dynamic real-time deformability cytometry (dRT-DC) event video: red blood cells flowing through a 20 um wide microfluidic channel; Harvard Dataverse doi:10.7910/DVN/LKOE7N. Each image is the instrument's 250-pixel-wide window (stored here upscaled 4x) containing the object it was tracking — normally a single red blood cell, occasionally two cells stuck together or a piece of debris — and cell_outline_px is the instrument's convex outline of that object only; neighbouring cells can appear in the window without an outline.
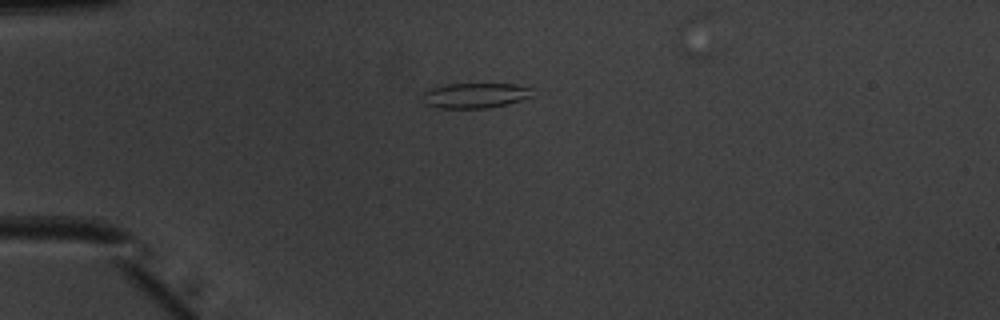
{"species": "common noctule bat (a hibernating species)", "species_latin": "Nyctalus noctula", "temperature_condition": "warm", "stored_images_in_passage": 37, "camera_frame_rate_fps": 3000, "um_per_image_px": 0.085, "animal": {"sex": "male", "body_mass_g": 20.1, "forearm_length_mm": 53.5}, "frame": {"image": 1, "passage_image": 1, "time_ms": 0.0, "image_size_px": [1000, 320], "cell_outline_px": [[532, 96], [508, 104], [488, 108], [436, 108], [424, 104], [420, 92], [428, 88], [444, 84], [516, 84], [532, 88]], "centroid_in_image_um": [40.3, 8.11], "position_along_channel_um": 44.7, "area_um2": 16.47}}
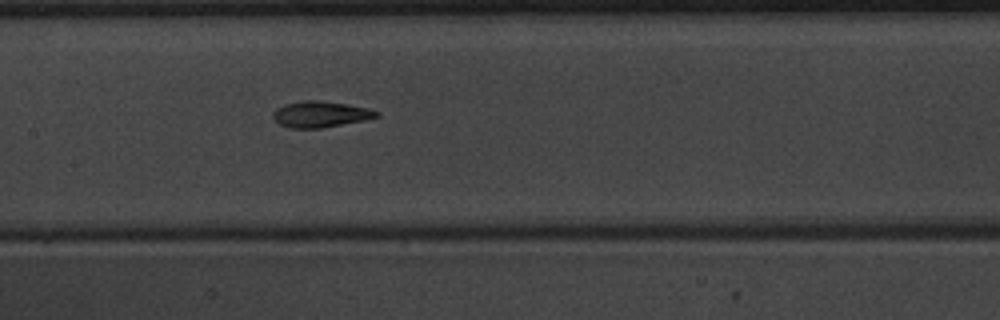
{"frame": {"image": 2, "passage_image": 13, "time_ms": 4.0, "image_size_px": [1000, 320], "cell_outline_px": [[380, 116], [364, 120], [320, 128], [288, 128], [280, 124], [272, 116], [272, 112], [276, 108], [284, 104], [304, 100], [320, 100], [348, 104], [368, 108], [380, 112]], "centroid_in_image_um": [27.23, 9.7], "position_along_channel_um": 180.2, "area_um2": 15.78}}
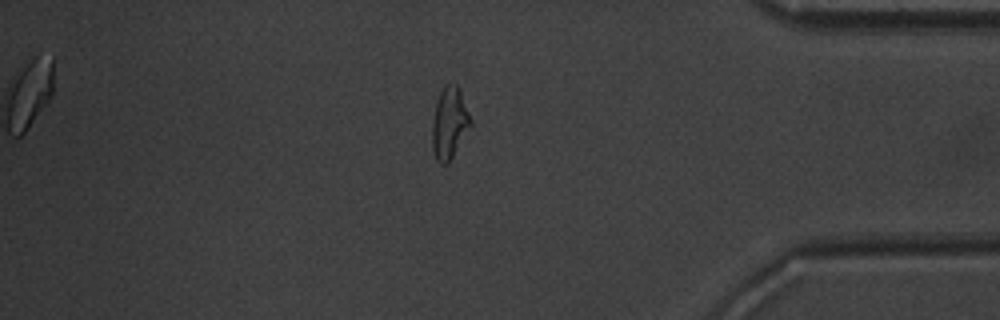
{"frame": {"image": 3, "passage_image": 31, "time_ms": 10.0, "image_size_px": [1000, 320], "cell_outline_px": [[472, 124], [448, 164], [440, 164], [436, 160], [432, 148], [432, 124], [436, 104], [440, 92], [444, 84], [452, 80], [456, 84], [460, 92], [472, 120]], "centroid_in_image_um": [38.19, 10.45], "position_along_channel_um": 397.0, "area_um2": 16.07}, "authors_computed_cell_mechanics": {"area_um2": 15.5482, "velocity_mm_per_s": 4.0317, "shape_relaxation_time_tau1_ms": 5.5346, "shape_relaxation_time_tau2_ms": 2.6691, "deformation_change_tau1": 0.2166, "deformation_change_tau2": 0.0678}}